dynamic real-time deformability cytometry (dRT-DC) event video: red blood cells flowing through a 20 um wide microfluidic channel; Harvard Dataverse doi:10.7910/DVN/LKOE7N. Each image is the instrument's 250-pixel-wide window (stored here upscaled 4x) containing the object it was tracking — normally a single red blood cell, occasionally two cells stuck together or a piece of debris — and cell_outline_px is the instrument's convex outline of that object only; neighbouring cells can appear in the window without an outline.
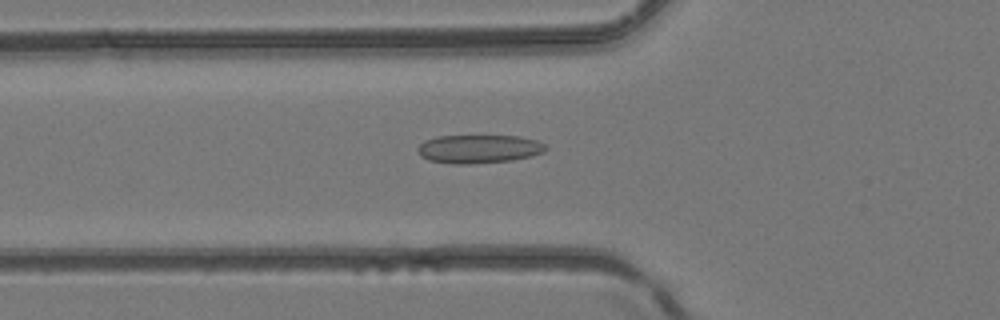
{"species": "common noctule bat (a hibernating species)", "species_latin": "Nyctalus noctula", "temperature_condition": "room temperature", "stored_images_in_passage": 44, "camera_frame_rate_fps": 3000, "um_per_image_px": 0.085, "animal": {"sex": "female", "body_mass_g": 24.6, "forearm_length_mm": 56.2}, "frame": {"image": 1, "passage_image": 16, "time_ms": 5.0, "image_size_px": [1000, 320], "cell_outline_px": [[548, 148], [544, 152], [532, 156], [512, 160], [468, 164], [452, 164], [428, 160], [420, 156], [416, 148], [424, 140], [436, 136], [520, 136], [536, 140], [544, 144]], "centroid_in_image_um": [40.68, 12.66], "position_along_channel_um": 85.1, "area_um2": 21.39}}
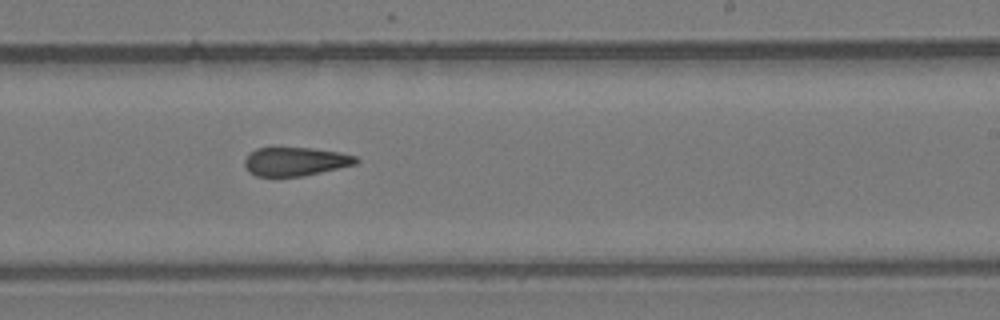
{"frame": {"image": 2, "passage_image": 27, "time_ms": 8.667, "image_size_px": [1000, 320], "cell_outline_px": [[360, 160], [356, 164], [304, 176], [256, 176], [248, 172], [244, 164], [244, 160], [256, 148], [276, 144], [312, 148], [340, 152], [356, 156]], "centroid_in_image_um": [25.08, 13.68], "position_along_channel_um": 263.9, "area_um2": 19.36}}
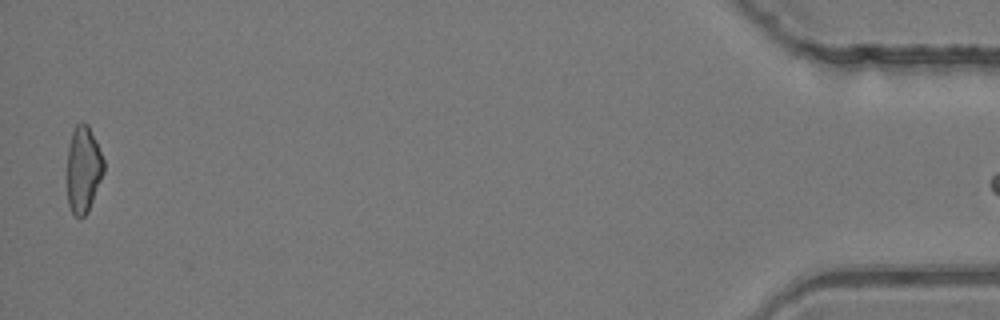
{"frame": {"image": 3, "passage_image": 43, "time_ms": 14.0, "image_size_px": [1000, 320], "cell_outline_px": [[104, 172], [88, 212], [80, 220], [72, 212], [68, 204], [68, 148], [72, 132], [76, 124], [80, 120], [84, 120], [88, 124], [104, 160]], "centroid_in_image_um": [7.09, 14.39], "position_along_channel_um": 428.1, "area_um2": 18.5}}